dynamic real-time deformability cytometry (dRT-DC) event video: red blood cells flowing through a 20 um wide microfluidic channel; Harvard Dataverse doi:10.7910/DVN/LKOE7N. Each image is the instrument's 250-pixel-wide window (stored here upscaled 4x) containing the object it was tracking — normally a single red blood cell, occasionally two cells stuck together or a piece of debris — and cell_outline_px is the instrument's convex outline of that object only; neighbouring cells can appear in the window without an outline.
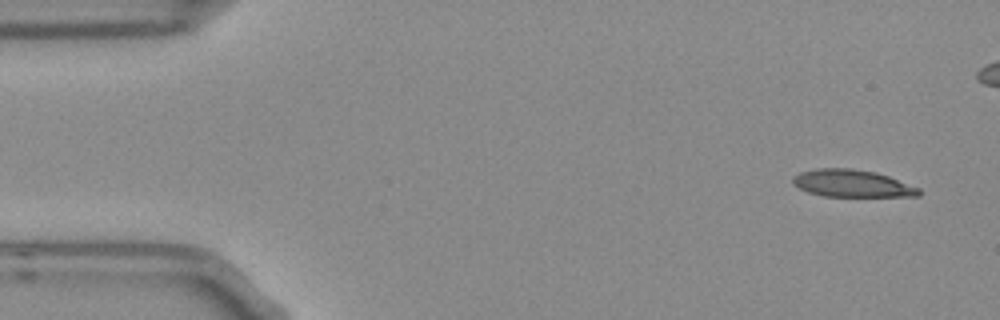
{"species": "Egyptian fruit bat (a non-hibernating species)", "species_latin": "Rousettus aegyptiacus", "temperature_condition": "room temperature", "stored_images_in_passage": 5, "camera_frame_rate_fps": 3000, "um_per_image_px": 0.085, "frame": {"image": 1, "passage_image": 1, "time_ms": 0.0, "image_size_px": [1000, 320], "cell_outline_px": [[920, 196], [824, 196], [808, 192], [792, 184], [792, 176], [800, 172], [816, 168], [852, 168], [876, 172], [888, 176], [920, 188]], "centroid_in_image_um": [72.4, 15.58], "position_along_channel_um": 12.6, "area_um2": 20.06}}